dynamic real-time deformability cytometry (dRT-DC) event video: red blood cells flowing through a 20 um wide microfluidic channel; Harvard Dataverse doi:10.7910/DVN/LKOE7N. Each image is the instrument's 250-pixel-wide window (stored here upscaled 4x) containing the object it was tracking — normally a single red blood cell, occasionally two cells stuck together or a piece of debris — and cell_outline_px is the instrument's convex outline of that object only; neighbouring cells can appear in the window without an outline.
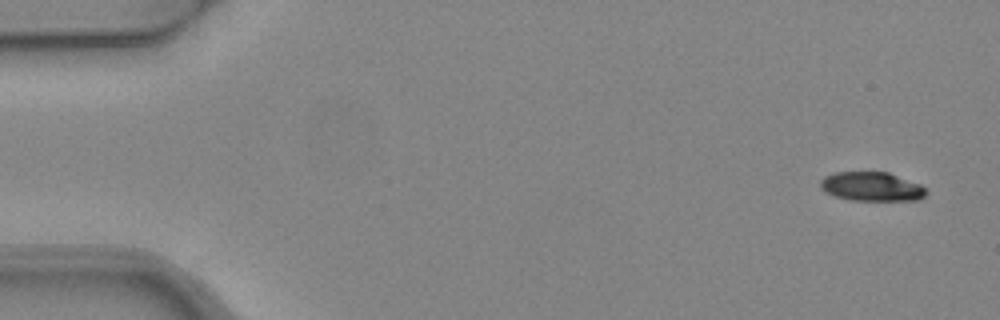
{"species": "common noctule bat (a hibernating species)", "species_latin": "Nyctalus noctula", "temperature_condition": "warm", "stored_images_in_passage": 5, "camera_frame_rate_fps": 3000, "um_per_image_px": 0.085, "animal": {"sex": "female", "body_mass_g": 24.6, "forearm_length_mm": 56.2}, "frame": {"image": 1, "passage_image": 1, "time_ms": 0.0, "image_size_px": [1000, 320], "cell_outline_px": [[924, 196], [920, 200], [852, 200], [836, 196], [824, 192], [820, 188], [820, 180], [824, 176], [836, 172], [888, 172], [920, 184], [924, 188]], "centroid_in_image_um": [74.05, 15.85], "position_along_channel_um": 11.0, "area_um2": 17.8}}